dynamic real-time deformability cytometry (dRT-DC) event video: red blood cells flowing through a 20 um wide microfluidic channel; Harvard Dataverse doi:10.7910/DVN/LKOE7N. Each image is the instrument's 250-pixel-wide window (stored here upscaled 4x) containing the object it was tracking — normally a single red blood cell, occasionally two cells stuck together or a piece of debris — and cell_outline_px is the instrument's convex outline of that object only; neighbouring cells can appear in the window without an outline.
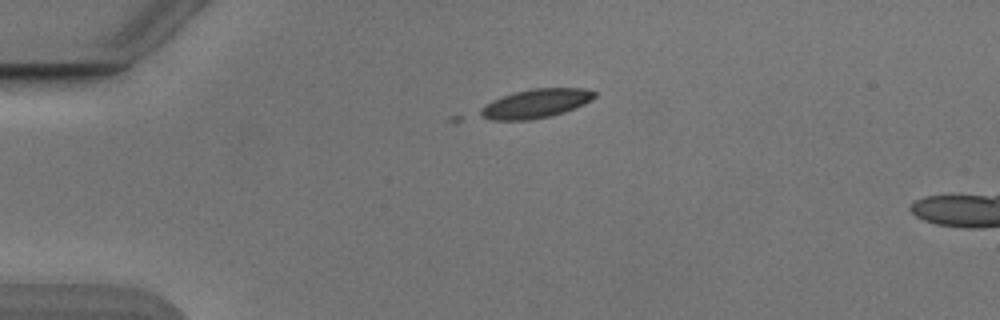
{"species": "Egyptian fruit bat (a non-hibernating species)", "species_latin": "Rousettus aegyptiacus", "temperature_condition": "cold", "stored_images_in_passage": 5, "camera_frame_rate_fps": 3000, "um_per_image_px": 0.085, "animal": {"sex": "male"}, "frame": {"image": 1, "passage_image": 1, "time_ms": 0.0, "image_size_px": [1000, 320], "cell_outline_px": [[596, 96], [592, 100], [584, 104], [564, 112], [548, 116], [528, 120], [492, 120], [480, 116], [480, 108], [492, 100], [516, 92], [532, 88], [584, 88], [596, 92]], "centroid_in_image_um": [45.55, 8.8], "position_along_channel_um": 39.4, "area_um2": 19.07}}